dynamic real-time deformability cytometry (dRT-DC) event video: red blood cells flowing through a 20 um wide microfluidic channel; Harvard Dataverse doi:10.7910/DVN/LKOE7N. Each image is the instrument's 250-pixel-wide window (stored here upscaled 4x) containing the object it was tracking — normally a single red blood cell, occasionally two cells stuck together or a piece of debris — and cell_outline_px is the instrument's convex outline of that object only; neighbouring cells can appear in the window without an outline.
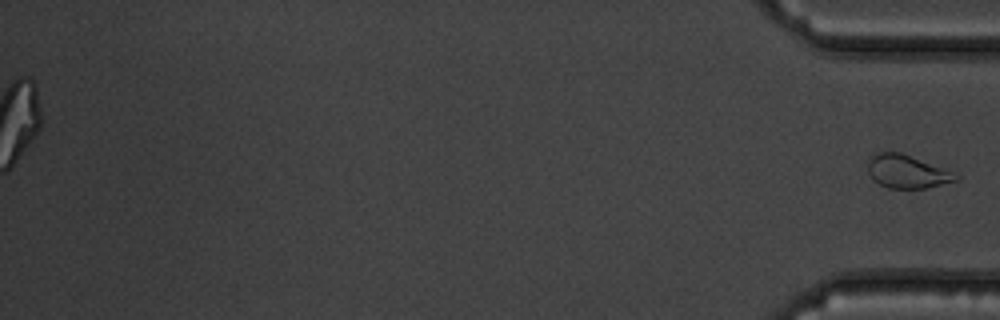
{"species": "common noctule bat (a hibernating species)", "species_latin": "Nyctalus noctula", "temperature_condition": "warm", "stored_images_in_passage": 54, "segment_of_instrument_passage": [2, 2], "camera_frame_rate_fps": 3000, "um_per_image_px": 0.085, "animal": {"sex": "male", "body_mass_g": 19.5, "forearm_length_mm": 54.6}, "frame": {"image": 1, "passage_image": 54, "time_ms": 17.667, "image_size_px": [1000, 320], "cell_outline_px": [[960, 180], [924, 188], [888, 188], [872, 180], [868, 172], [868, 160], [876, 152], [900, 152], [948, 168], [956, 172], [960, 176]], "centroid_in_image_um": [77.15, 14.57], "position_along_channel_um": 358.1, "area_um2": 17.4}}